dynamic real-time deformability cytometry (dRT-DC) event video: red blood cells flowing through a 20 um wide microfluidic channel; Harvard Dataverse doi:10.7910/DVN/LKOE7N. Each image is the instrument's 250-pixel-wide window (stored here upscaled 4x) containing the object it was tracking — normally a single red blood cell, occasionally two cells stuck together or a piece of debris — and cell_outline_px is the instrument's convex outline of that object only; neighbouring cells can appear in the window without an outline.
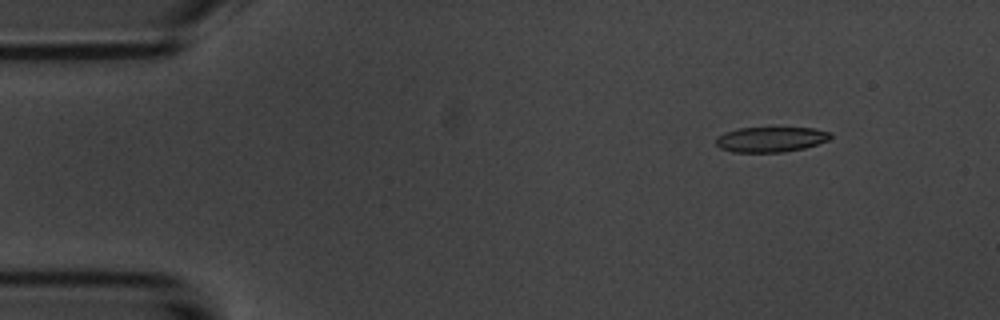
{"species": "common noctule bat (a hibernating species)", "species_latin": "Nyctalus noctula", "temperature_condition": "room temperature", "stored_images_in_passage": 6, "camera_frame_rate_fps": 3000, "um_per_image_px": 0.085, "animal": {"sex": "male", "body_mass_g": 20.1, "forearm_length_mm": 53.5}, "frame": {"image": 1, "passage_image": 1, "time_ms": 0.0, "image_size_px": [1000, 320], "cell_outline_px": [[832, 136], [828, 140], [804, 148], [784, 152], [732, 152], [720, 148], [716, 144], [716, 136], [724, 132], [740, 128], [816, 128], [828, 132]], "centroid_in_image_um": [65.48, 11.85], "position_along_channel_um": 19.5, "area_um2": 16.76}}
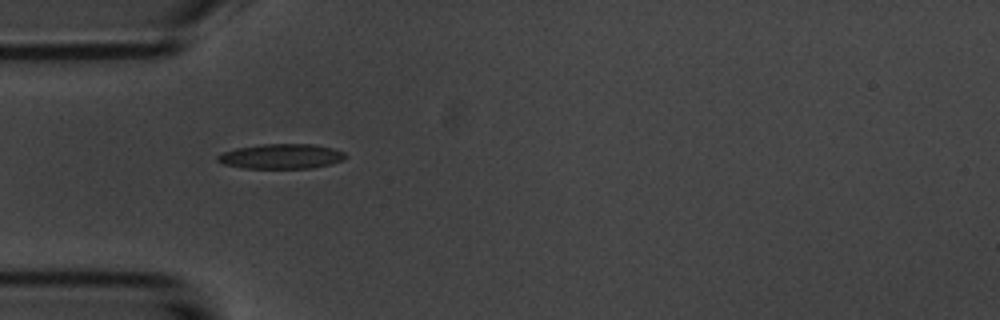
{"frame": {"image": 2, "passage_image": 4, "time_ms": 3.333, "image_size_px": [1000, 320], "cell_outline_px": [[348, 156], [344, 160], [332, 164], [312, 168], [244, 168], [224, 164], [216, 160], [216, 156], [224, 152], [236, 148], [264, 144], [312, 144], [332, 148], [344, 152]], "centroid_in_image_um": [23.94, 13.29], "position_along_channel_um": 61.1, "area_um2": 18.55}}
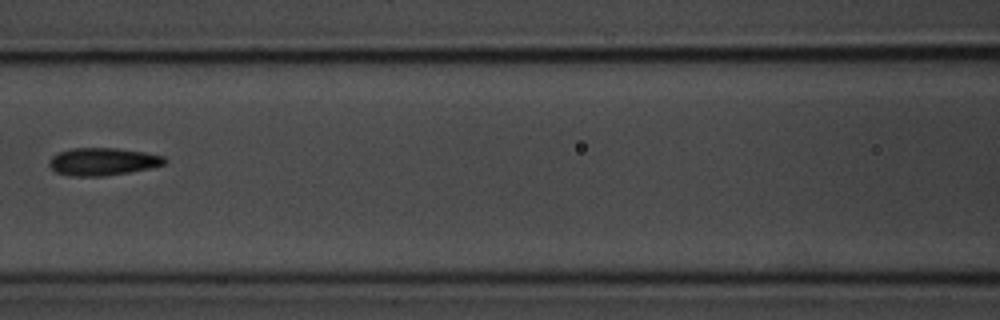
{"frame": {"image": 3, "passage_image": 6, "time_ms": 6.0, "image_size_px": [1000, 320], "cell_outline_px": [[168, 160], [164, 164], [148, 168], [128, 172], [104, 176], [68, 176], [56, 172], [48, 164], [52, 156], [56, 152], [72, 148], [116, 148], [144, 152], [164, 156]], "centroid_in_image_um": [8.7, 13.73], "position_along_channel_um": 157.9, "area_um2": 18.55}}